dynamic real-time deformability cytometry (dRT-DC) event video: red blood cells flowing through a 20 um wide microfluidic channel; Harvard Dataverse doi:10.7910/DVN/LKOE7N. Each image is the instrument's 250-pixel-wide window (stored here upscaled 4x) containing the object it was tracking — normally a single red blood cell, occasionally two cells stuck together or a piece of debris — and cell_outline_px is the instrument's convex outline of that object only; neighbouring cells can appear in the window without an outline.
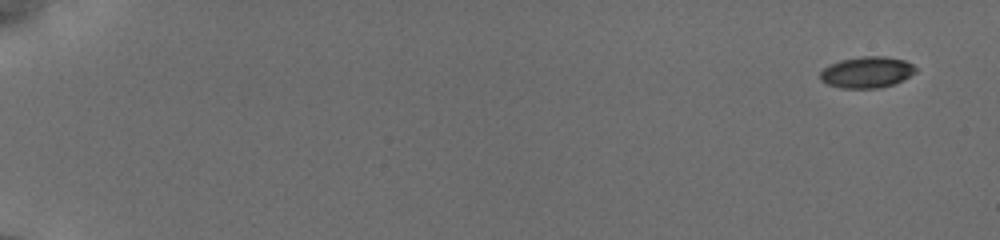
{"species": "common noctule bat (a hibernating species)", "species_latin": "Nyctalus noctula", "temperature_condition": "cold", "stored_images_in_passage": 8, "camera_frame_rate_fps": 3000, "um_per_image_px": 0.085, "animal": {"sex": "female", "body_mass_g": 19.5, "forearm_length_mm": 54.1}, "frame": {"image": 1, "passage_image": 1, "time_ms": 0.0, "image_size_px": [1000, 240], "cell_outline_px": [[916, 72], [892, 84], [876, 88], [840, 88], [828, 84], [820, 80], [820, 72], [828, 64], [840, 60], [860, 56], [884, 56], [904, 60], [912, 64], [916, 68]], "centroid_in_image_um": [73.63, 6.13], "position_along_channel_um": 11.4, "area_um2": 17.28}}
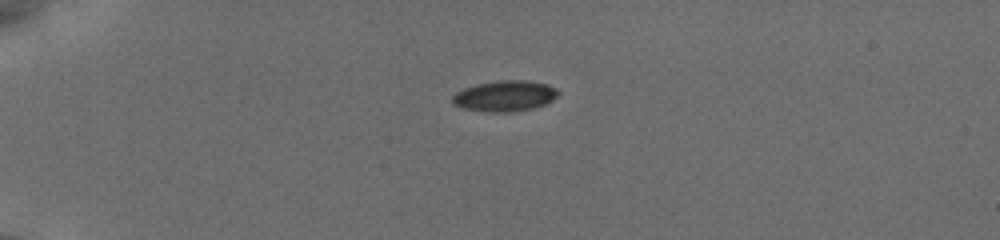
{"frame": {"image": 2, "passage_image": 5, "time_ms": 4.333, "image_size_px": [1000, 240], "cell_outline_px": [[560, 92], [552, 100], [544, 104], [532, 108], [512, 112], [488, 112], [460, 108], [452, 104], [452, 96], [456, 92], [464, 88], [476, 84], [496, 80], [528, 80], [548, 84], [556, 88]], "centroid_in_image_um": [42.88, 8.15], "position_along_channel_um": 42.1, "area_um2": 19.19}}